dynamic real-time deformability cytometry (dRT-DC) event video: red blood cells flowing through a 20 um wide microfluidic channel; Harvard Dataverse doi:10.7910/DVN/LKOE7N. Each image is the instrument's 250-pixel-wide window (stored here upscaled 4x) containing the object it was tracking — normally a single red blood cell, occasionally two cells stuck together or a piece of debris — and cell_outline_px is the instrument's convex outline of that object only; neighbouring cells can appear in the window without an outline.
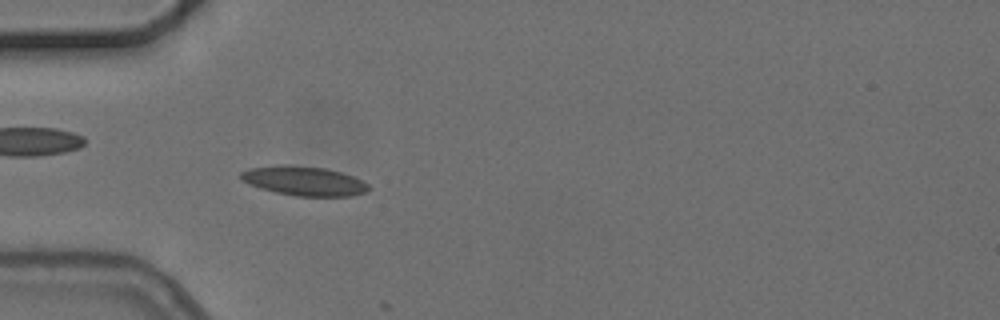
{"species": "common noctule bat (a hibernating species)", "species_latin": "Nyctalus noctula", "temperature_condition": "cold", "stored_images_in_passage": 4, "camera_frame_rate_fps": 3000, "um_per_image_px": 0.085, "animal": {"sex": "female", "body_mass_g": 24.6, "forearm_length_mm": 56.2}, "frame": {"image": 1, "passage_image": 4, "time_ms": 4.333, "image_size_px": [1000, 320], "cell_outline_px": [[372, 188], [368, 192], [352, 196], [296, 196], [276, 192], [260, 188], [240, 180], [240, 172], [248, 168], [284, 164], [288, 164], [324, 168], [340, 172], [352, 176], [368, 184]], "centroid_in_image_um": [25.84, 15.38], "position_along_channel_um": 59.2, "area_um2": 21.96}}